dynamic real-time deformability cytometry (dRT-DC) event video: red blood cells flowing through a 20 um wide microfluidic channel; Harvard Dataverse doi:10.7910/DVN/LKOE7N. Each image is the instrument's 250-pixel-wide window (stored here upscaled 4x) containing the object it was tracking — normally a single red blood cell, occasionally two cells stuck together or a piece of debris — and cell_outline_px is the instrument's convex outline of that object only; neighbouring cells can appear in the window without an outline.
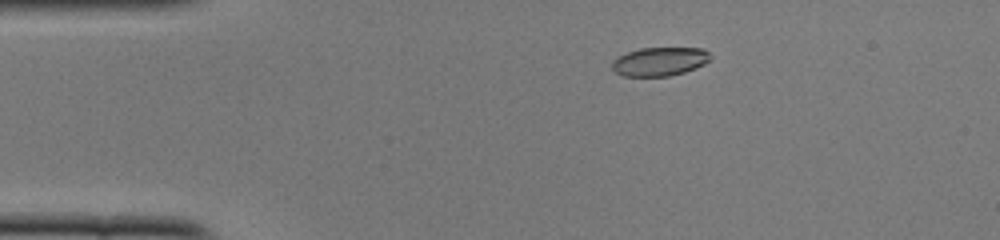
{"species": "common noctule bat (a hibernating species)", "species_latin": "Nyctalus noctula", "temperature_condition": "cold", "stored_images_in_passage": 51, "camera_frame_rate_fps": 3000, "um_per_image_px": 0.085, "animal": {"sex": "female", "body_mass_g": 22.0, "forearm_length_mm": 56.7}, "frame": {"image": 1, "passage_image": 9, "time_ms": 2.667, "image_size_px": [1000, 240], "cell_outline_px": [[712, 56], [704, 64], [696, 68], [684, 72], [668, 76], [624, 76], [616, 72], [612, 68], [612, 60], [628, 52], [640, 48], [704, 48]], "centroid_in_image_um": [56.08, 5.22], "position_along_channel_um": 28.9, "area_um2": 16.36}}
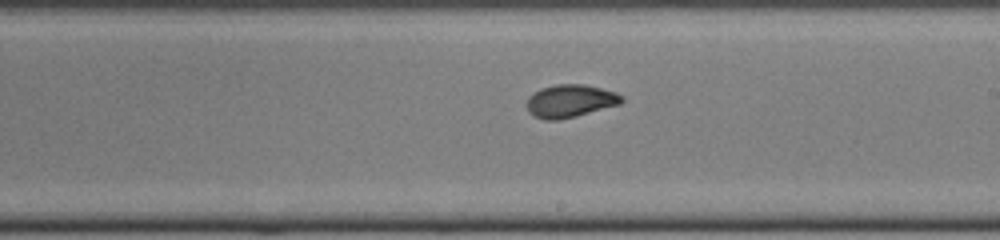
{"frame": {"image": 2, "passage_image": 29, "time_ms": 9.333, "image_size_px": [1000, 240], "cell_outline_px": [[624, 100], [620, 104], [576, 116], [556, 120], [544, 120], [532, 116], [528, 112], [528, 96], [532, 92], [540, 88], [556, 84], [584, 84], [616, 92], [624, 96]], "centroid_in_image_um": [48.45, 8.58], "position_along_channel_um": 240.5, "area_um2": 18.26}}
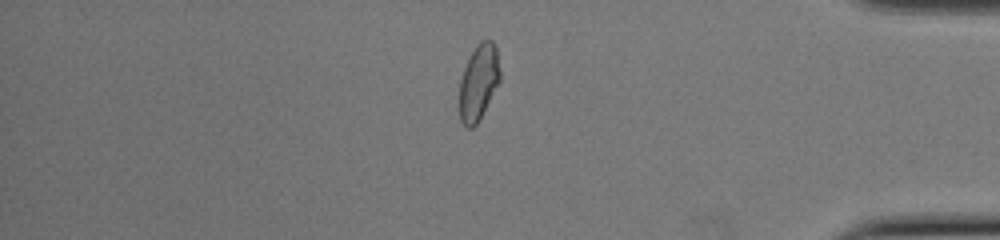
{"frame": {"image": 3, "passage_image": 43, "time_ms": 14.0, "image_size_px": [1000, 240], "cell_outline_px": [[500, 80], [476, 124], [472, 128], [468, 128], [460, 120], [460, 80], [464, 68], [476, 44], [480, 40], [492, 40], [496, 44], [500, 72]], "centroid_in_image_um": [40.69, 6.94], "position_along_channel_um": 394.5, "area_um2": 17.63}, "authors_computed_cell_mechanics": {"area_um2": 17.918, "velocity_mm_per_s": 3.9321, "shape_relaxation_time_tau1_ms": 4.336, "shape_relaxation_time_tau2_ms": 0.9961, "deformation_change_tau1": 0.179, "deformation_change_tau2": 0.0525}}